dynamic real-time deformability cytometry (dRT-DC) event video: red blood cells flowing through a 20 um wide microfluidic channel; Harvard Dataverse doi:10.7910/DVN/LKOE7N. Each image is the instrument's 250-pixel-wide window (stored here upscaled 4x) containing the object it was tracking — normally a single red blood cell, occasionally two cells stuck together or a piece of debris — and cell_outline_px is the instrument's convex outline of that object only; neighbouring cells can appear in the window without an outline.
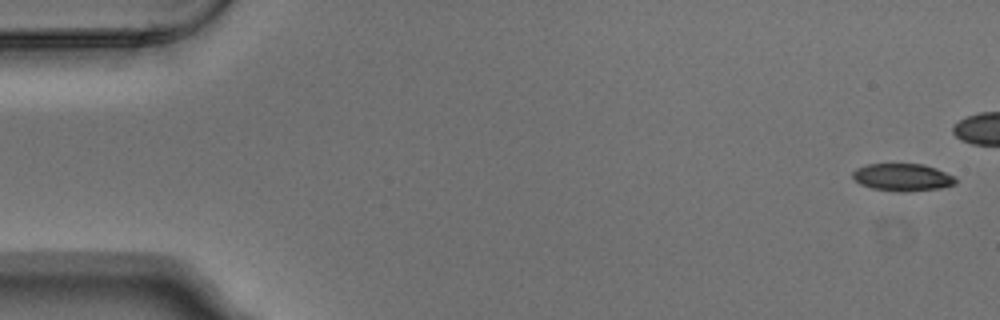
{"species": "Egyptian fruit bat (a non-hibernating species)", "species_latin": "Rousettus aegyptiacus", "temperature_condition": "warm", "stored_images_in_passage": 7, "camera_frame_rate_fps": 3000, "um_per_image_px": 0.085, "animal": {"sex": "male"}, "frame": {"image": 1, "passage_image": 1, "time_ms": 0.0, "image_size_px": [1000, 320], "cell_outline_px": [[956, 184], [940, 188], [900, 192], [872, 188], [860, 184], [852, 176], [852, 172], [856, 168], [868, 164], [924, 164], [936, 168], [956, 176]], "centroid_in_image_um": [76.74, 15.06], "position_along_channel_um": 8.3, "area_um2": 16.47}}
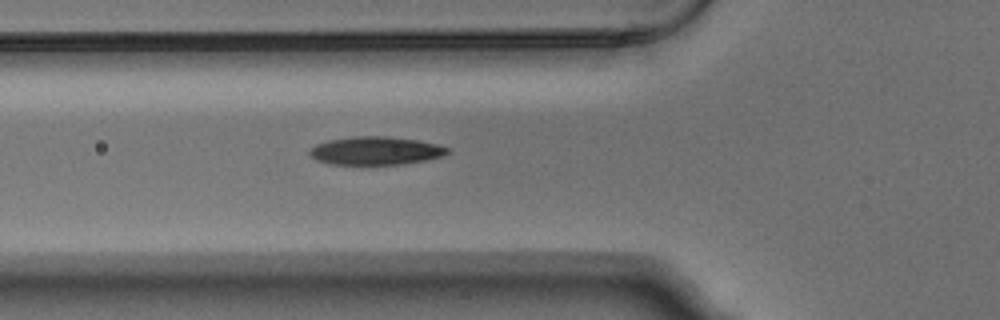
{"frame": {"image": 2, "passage_image": 7, "time_ms": 2.0, "image_size_px": [1000, 320], "cell_outline_px": [[448, 152], [444, 156], [404, 164], [328, 164], [316, 160], [308, 156], [308, 152], [316, 144], [328, 140], [352, 136], [388, 136], [416, 140], [436, 144], [448, 148]], "centroid_in_image_um": [31.88, 12.81], "position_along_channel_um": 93.9, "area_um2": 22.66}}